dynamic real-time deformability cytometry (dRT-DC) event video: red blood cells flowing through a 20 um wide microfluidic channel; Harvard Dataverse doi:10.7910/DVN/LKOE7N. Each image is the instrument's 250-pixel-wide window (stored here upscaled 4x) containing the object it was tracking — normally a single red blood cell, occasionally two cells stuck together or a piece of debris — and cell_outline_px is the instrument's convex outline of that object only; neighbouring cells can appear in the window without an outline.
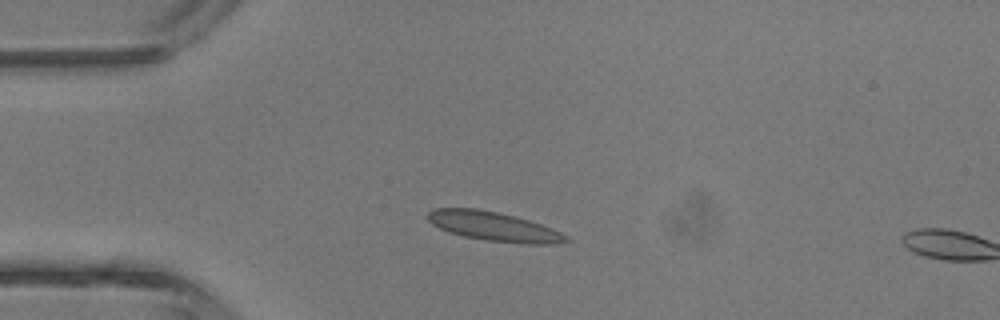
{"species": "common noctule bat (a hibernating species)", "species_latin": "Nyctalus noctula", "temperature_condition": "room temperature", "stored_images_in_passage": 4, "camera_frame_rate_fps": 3000, "um_per_image_px": 0.085, "animal": {"sex": "male", "body_mass_g": 13.3}, "frame": {"image": 1, "passage_image": 3, "time_ms": 2.333, "image_size_px": [1000, 320], "cell_outline_px": [[572, 240], [556, 244], [524, 244], [484, 240], [464, 236], [448, 232], [432, 224], [428, 220], [428, 212], [432, 208], [476, 208], [516, 216], [552, 228], [568, 236]], "centroid_in_image_um": [41.99, 19.25], "position_along_channel_um": 43.0, "area_um2": 23.64}}